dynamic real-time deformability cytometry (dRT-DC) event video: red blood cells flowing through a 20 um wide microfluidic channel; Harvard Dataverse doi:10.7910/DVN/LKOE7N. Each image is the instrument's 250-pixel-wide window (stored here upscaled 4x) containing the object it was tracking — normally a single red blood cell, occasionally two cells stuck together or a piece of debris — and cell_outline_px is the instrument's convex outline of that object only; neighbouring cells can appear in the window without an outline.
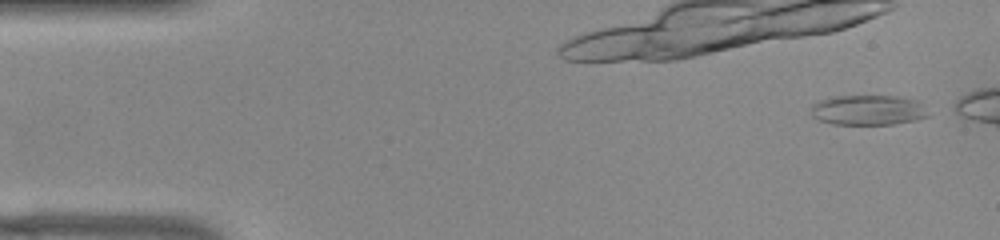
{"species": "common noctule bat (a hibernating species)", "species_latin": "Nyctalus noctula", "temperature_condition": "warm", "stored_images_in_passage": 14, "camera_frame_rate_fps": 3000, "um_per_image_px": 0.085, "animal": {"sex": "female", "body_mass_g": 22.0, "forearm_length_mm": 56.7}, "frame": {"image": 1, "passage_image": 3, "time_ms": 0.667, "image_size_px": [1000, 240], "cell_outline_px": [[928, 116], [916, 120], [892, 124], [832, 124], [816, 120], [812, 116], [812, 104], [820, 100], [832, 96], [896, 96], [920, 100]], "centroid_in_image_um": [73.76, 9.35], "position_along_channel_um": 11.2, "area_um2": 20.63}}